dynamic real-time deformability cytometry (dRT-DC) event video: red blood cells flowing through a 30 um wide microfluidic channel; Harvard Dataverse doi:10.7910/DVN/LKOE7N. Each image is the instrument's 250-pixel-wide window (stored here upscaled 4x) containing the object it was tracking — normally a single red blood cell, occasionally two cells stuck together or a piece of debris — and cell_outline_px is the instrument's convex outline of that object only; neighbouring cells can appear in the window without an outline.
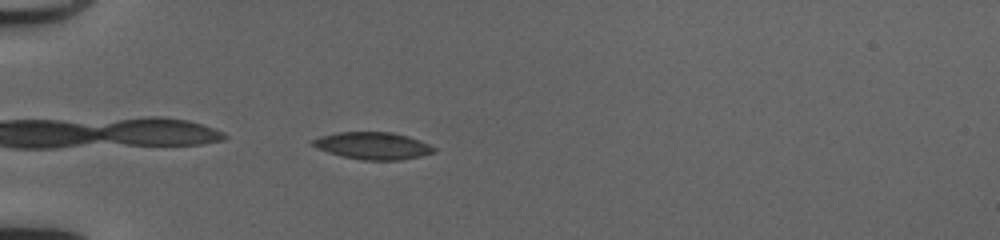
{"species": "common noctule bat (a hibernating species)", "species_latin": "Nyctalus noctula", "temperature_condition": "cold", "stored_images_in_passage": 35, "camera_frame_rate_fps": 3000, "um_per_image_px": 0.085, "animal": {"sex": "female", "body_mass_g": 20.0, "forearm_length_mm": 54.0}, "frame": {"image": 1, "passage_image": 1, "time_ms": 0.0, "image_size_px": [1000, 240], "cell_outline_px": [[436, 152], [420, 156], [400, 160], [364, 160], [344, 156], [328, 152], [316, 148], [312, 144], [312, 140], [320, 136], [336, 132], [392, 132], [408, 136], [428, 144], [436, 148]], "centroid_in_image_um": [31.7, 12.38], "position_along_channel_um": 53.3, "area_um2": 19.07}}
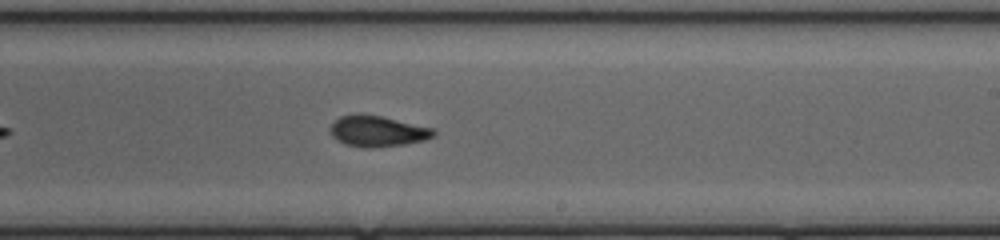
{"frame": {"image": 2, "passage_image": 17, "time_ms": 5.333, "image_size_px": [1000, 240], "cell_outline_px": [[436, 136], [424, 140], [404, 144], [372, 148], [364, 148], [344, 144], [336, 140], [332, 136], [332, 124], [340, 116], [356, 112], [360, 112], [380, 116], [436, 128]], "centroid_in_image_um": [32.11, 11.14], "position_along_channel_um": 256.9, "area_um2": 18.9}}
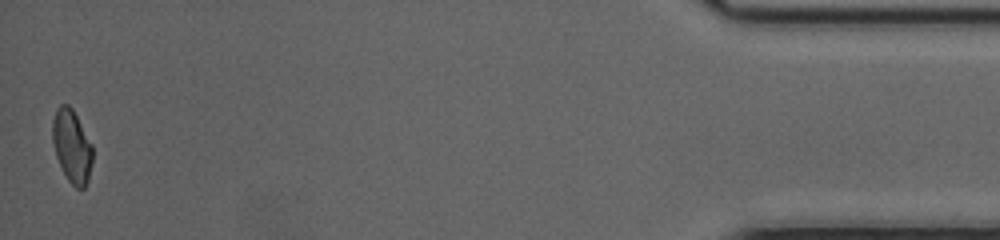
{"frame": {"image": 3, "passage_image": 35, "time_ms": 11.333, "image_size_px": [1000, 240], "cell_outline_px": [[92, 160], [88, 180], [84, 188], [76, 188], [68, 180], [56, 156], [52, 140], [52, 120], [56, 108], [60, 104], [68, 104], [72, 108], [92, 144]], "centroid_in_image_um": [6.1, 12.4], "position_along_channel_um": 429.1, "area_um2": 16.94}, "authors_computed_cell_mechanics": {"area_um2": 18.6694, "velocity_mm_per_s": 4.1868, "shape_relaxation_time_tau1_ms": null, "shape_relaxation_time_tau2_ms": 1.9209, "deformation_change_tau1": null, "deformation_change_tau2": 0.0743}}